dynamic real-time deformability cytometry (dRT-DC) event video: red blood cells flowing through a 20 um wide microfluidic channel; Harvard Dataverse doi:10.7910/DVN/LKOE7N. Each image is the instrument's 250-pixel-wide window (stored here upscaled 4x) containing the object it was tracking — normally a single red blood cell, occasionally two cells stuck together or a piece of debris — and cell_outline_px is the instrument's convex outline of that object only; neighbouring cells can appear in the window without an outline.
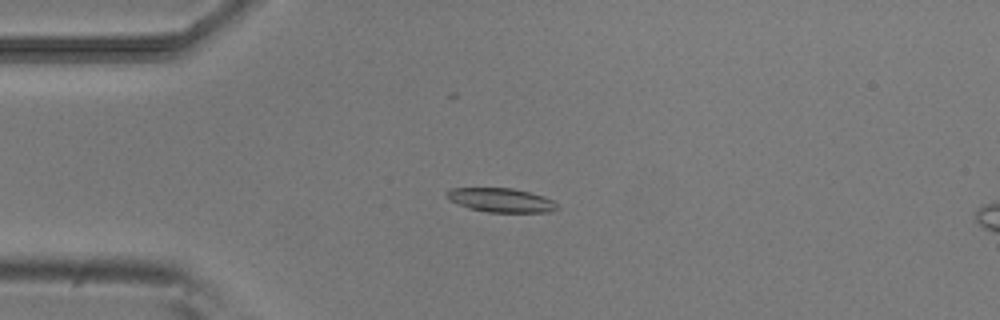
{"species": "common noctule bat (a hibernating species)", "species_latin": "Nyctalus noctula", "temperature_condition": "room temperature", "stored_images_in_passage": 52, "camera_frame_rate_fps": 3000, "um_per_image_px": 0.085, "animal": {"sex": "male", "body_mass_g": 20.5, "forearm_length_mm": 52.5}, "frame": {"image": 1, "passage_image": 13, "time_ms": 4.0, "image_size_px": [1000, 320], "cell_outline_px": [[560, 208], [548, 212], [488, 212], [468, 208], [448, 200], [444, 192], [452, 188], [512, 188], [544, 196], [552, 200]], "centroid_in_image_um": [42.55, 17.01], "position_along_channel_um": 42.5, "area_um2": 15.49}}
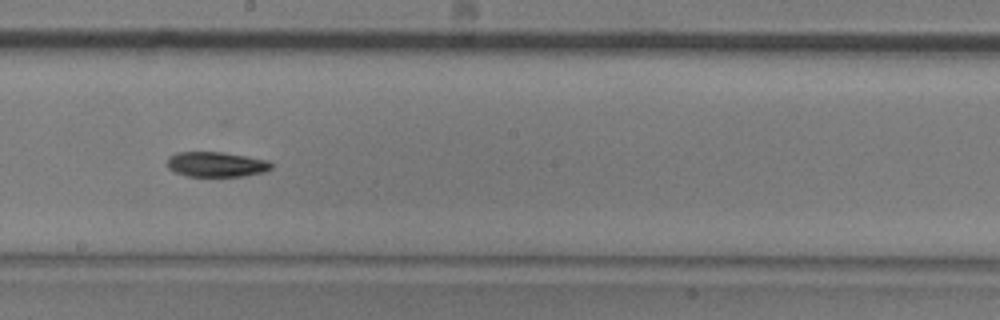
{"frame": {"image": 2, "passage_image": 29, "time_ms": 9.333, "image_size_px": [1000, 320], "cell_outline_px": [[272, 168], [264, 172], [244, 176], [188, 176], [176, 172], [168, 168], [168, 156], [176, 152], [220, 152], [268, 160], [272, 164]], "centroid_in_image_um": [18.38, 13.97], "position_along_channel_um": 229.8, "area_um2": 15.09}}
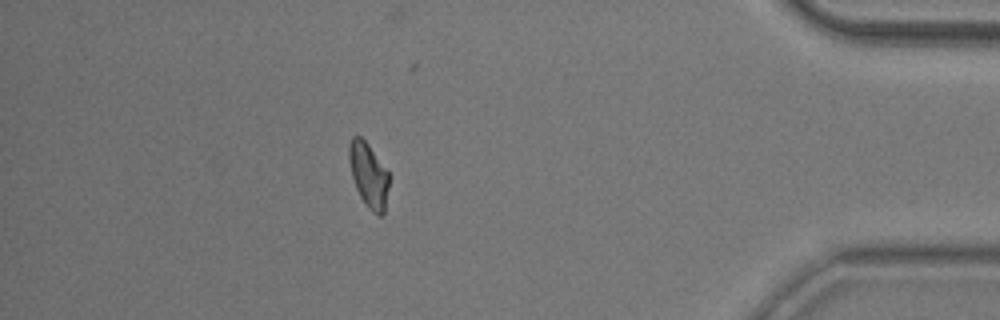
{"frame": {"image": 3, "passage_image": 46, "time_ms": 15.0, "image_size_px": [1000, 320], "cell_outline_px": [[388, 188], [384, 212], [380, 216], [372, 212], [368, 208], [360, 196], [356, 188], [352, 176], [348, 156], [348, 144], [352, 136], [360, 136], [368, 144], [388, 172]], "centroid_in_image_um": [31.31, 14.87], "position_along_channel_um": 403.9, "area_um2": 14.85}, "authors_computed_cell_mechanics": {"area_um2": 15.7505, "velocity_mm_per_s": 3.8774, "shape_relaxation_time_tau1_ms": 5.2592, "shape_relaxation_time_tau2_ms": null, "deformation_change_tau1": 0.1663, "deformation_change_tau2": null}}